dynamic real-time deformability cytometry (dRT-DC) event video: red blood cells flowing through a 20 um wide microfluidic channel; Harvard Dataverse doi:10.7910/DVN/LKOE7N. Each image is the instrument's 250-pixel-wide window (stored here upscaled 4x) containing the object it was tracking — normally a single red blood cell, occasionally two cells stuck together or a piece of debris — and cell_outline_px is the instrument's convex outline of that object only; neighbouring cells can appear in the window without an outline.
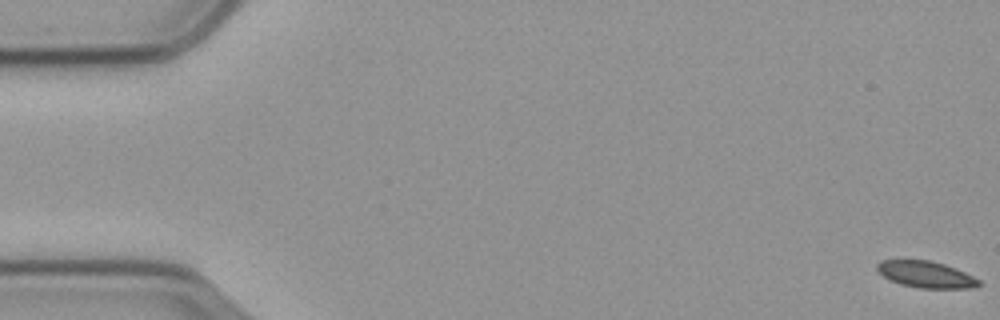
{"species": "common noctule bat (a hibernating species)", "species_latin": "Nyctalus noctula", "temperature_condition": "cold", "stored_images_in_passage": 60, "camera_frame_rate_fps": 3000, "um_per_image_px": 0.085, "animal": {"sex": "male", "body_mass_g": 23.1, "forearm_length_mm": 52.7}, "frame": {"image": 1, "passage_image": 1, "time_ms": 0.0, "image_size_px": [1000, 320], "cell_outline_px": [[980, 284], [972, 288], [920, 288], [900, 284], [888, 280], [876, 268], [876, 264], [880, 260], [928, 260], [944, 264], [956, 268], [980, 280]], "centroid_in_image_um": [78.68, 23.33], "position_along_channel_um": 6.3, "area_um2": 15.66}}
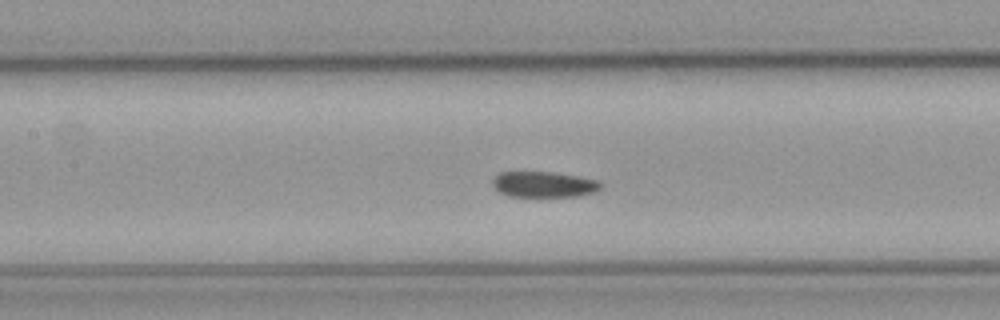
{"frame": {"image": 2, "passage_image": 27, "time_ms": 8.667, "image_size_px": [1000, 320], "cell_outline_px": [[604, 184], [596, 192], [576, 196], [508, 196], [500, 192], [492, 184], [492, 180], [500, 172], [552, 172], [580, 176], [600, 180]], "centroid_in_image_um": [46.29, 15.66], "position_along_channel_um": 161.1, "area_um2": 16.3}}
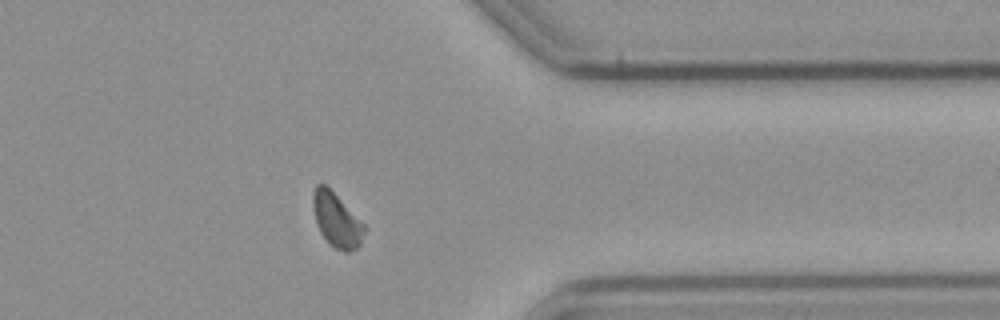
{"frame": {"image": 3, "passage_image": 47, "time_ms": 15.333, "image_size_px": [1000, 320], "cell_outline_px": [[364, 232], [360, 244], [356, 248], [348, 252], [344, 252], [332, 248], [328, 244], [320, 232], [316, 224], [312, 208], [312, 192], [316, 184], [324, 184], [364, 224]], "centroid_in_image_um": [28.56, 18.74], "position_along_channel_um": 382.8, "area_um2": 16.07}, "authors_computed_cell_mechanics": {"area_um2": 16.5886, "velocity_mm_per_s": 3.5208, "shape_relaxation_time_tau1_ms": 3.8934, "shape_relaxation_time_tau2_ms": 9.9308, "deformation_change_tau1": 0.0753, "deformation_change_tau2": 0.1288}}